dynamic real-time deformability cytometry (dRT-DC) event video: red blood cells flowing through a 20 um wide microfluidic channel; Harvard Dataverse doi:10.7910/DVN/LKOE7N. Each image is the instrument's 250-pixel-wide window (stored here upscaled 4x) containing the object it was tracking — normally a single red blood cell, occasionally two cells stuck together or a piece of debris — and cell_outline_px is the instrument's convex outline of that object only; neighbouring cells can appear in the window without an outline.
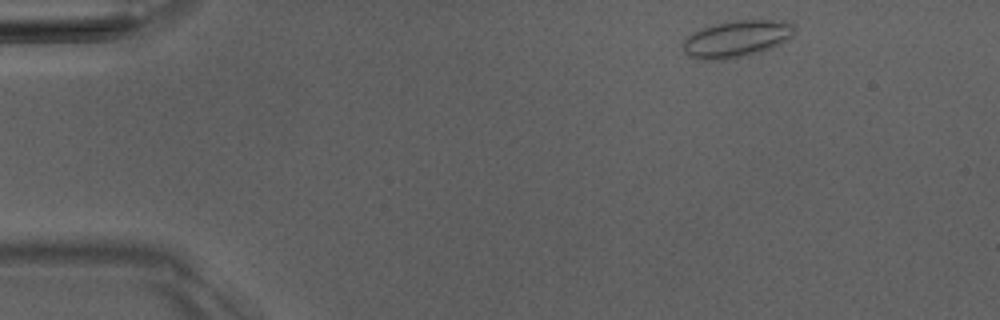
{"species": "Egyptian fruit bat (a non-hibernating species)", "species_latin": "Rousettus aegyptiacus", "temperature_condition": "room temperature", "stored_images_in_passage": 4, "camera_frame_rate_fps": 3000, "um_per_image_px": 0.085, "animal": {"sex": "male"}, "frame": {"image": 1, "passage_image": 1, "time_ms": 0.0, "image_size_px": [1000, 320], "cell_outline_px": [[796, 28], [792, 36], [780, 44], [772, 48], [724, 60], [704, 60], [688, 56], [684, 52], [680, 44], [692, 32], [700, 28], [716, 24], [736, 20], [784, 20], [796, 24]], "centroid_in_image_um": [62.6, 3.29], "position_along_channel_um": 22.4, "area_um2": 24.04}}